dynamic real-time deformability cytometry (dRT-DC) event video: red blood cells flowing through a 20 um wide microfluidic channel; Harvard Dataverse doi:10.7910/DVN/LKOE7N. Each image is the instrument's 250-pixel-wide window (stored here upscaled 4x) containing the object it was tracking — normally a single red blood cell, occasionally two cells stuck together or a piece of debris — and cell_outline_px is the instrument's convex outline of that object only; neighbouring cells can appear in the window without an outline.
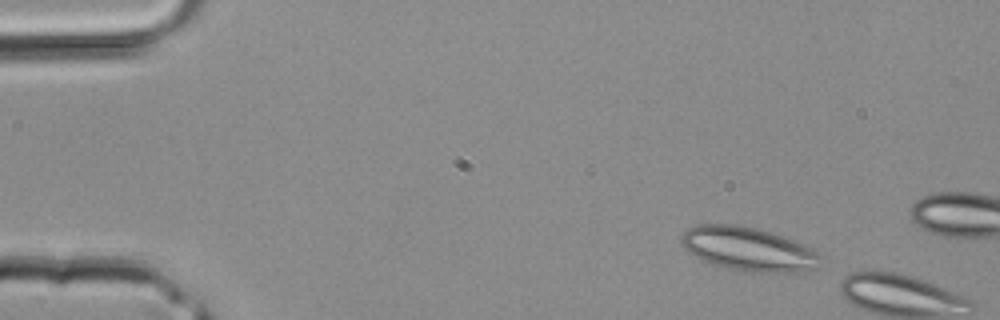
{"species": "common noctule bat (a hibernating species)", "species_latin": "Nyctalus noctula", "temperature_condition": "room temperature", "stored_images_in_passage": 6, "camera_frame_rate_fps": 3000, "um_per_image_px": 0.085, "animal": {"sex": "male", "body_mass_g": 20.4}, "frame": {"image": 1, "passage_image": 1, "time_ms": 0.0, "image_size_px": [1000, 320], "cell_outline_px": [[824, 256], [816, 268], [796, 272], [748, 272], [728, 268], [712, 264], [696, 256], [684, 248], [680, 240], [684, 232], [688, 228], [696, 224], [736, 224], [756, 228], [792, 240]], "centroid_in_image_um": [63.58, 21.17], "position_along_channel_um": 21.4, "area_um2": 35.08}}